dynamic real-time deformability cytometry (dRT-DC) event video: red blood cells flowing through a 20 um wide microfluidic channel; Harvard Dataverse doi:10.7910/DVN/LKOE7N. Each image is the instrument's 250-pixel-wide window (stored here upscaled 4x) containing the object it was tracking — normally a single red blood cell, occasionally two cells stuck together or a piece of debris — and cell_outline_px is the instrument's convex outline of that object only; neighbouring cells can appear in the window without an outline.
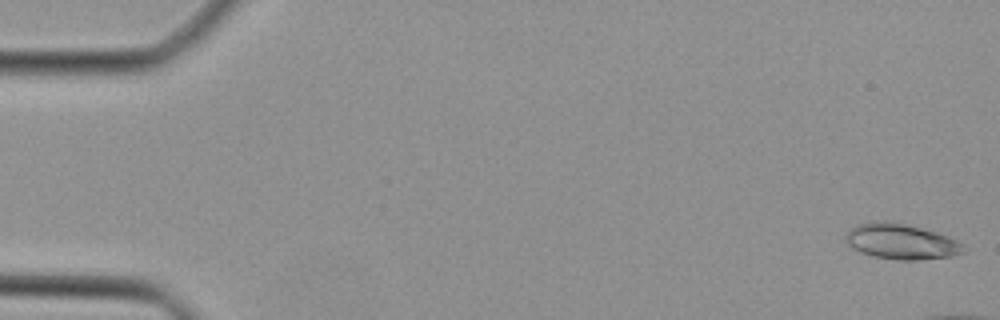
{"species": "Egyptian fruit bat (a non-hibernating species)", "species_latin": "Rousettus aegyptiacus", "temperature_condition": "cold", "stored_images_in_passage": 12, "camera_frame_rate_fps": 3000, "um_per_image_px": 0.085, "animal": {"sex": "female"}, "frame": {"image": 1, "passage_image": 1, "time_ms": 0.0, "image_size_px": [1000, 320], "cell_outline_px": [[968, 248], [964, 252], [952, 256], [920, 260], [896, 260], [872, 256], [860, 252], [852, 248], [844, 240], [844, 236], [852, 228], [860, 224], [880, 220], [888, 220], [936, 232], [948, 236], [964, 244]], "centroid_in_image_um": [76.62, 20.54], "position_along_channel_um": 8.4, "area_um2": 24.51}}